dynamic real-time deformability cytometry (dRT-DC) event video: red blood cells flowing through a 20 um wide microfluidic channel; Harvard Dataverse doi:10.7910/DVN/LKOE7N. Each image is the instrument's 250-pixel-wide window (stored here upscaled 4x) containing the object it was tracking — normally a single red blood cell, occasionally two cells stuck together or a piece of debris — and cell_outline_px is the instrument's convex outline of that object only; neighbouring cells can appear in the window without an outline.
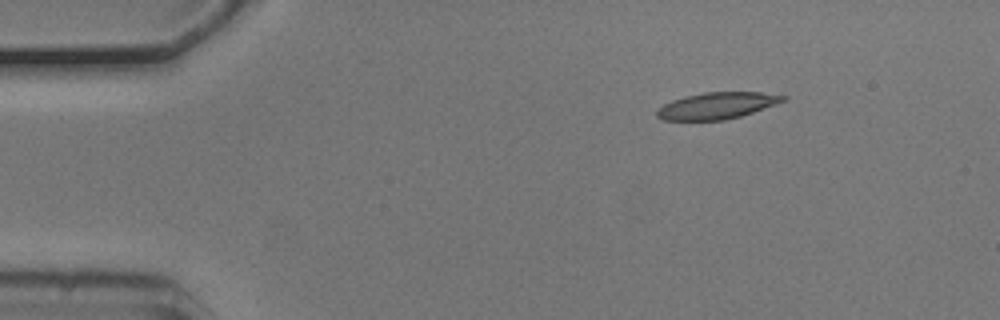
{"species": "common noctule bat (a hibernating species)", "species_latin": "Nyctalus noctula", "temperature_condition": "cold", "stored_images_in_passage": 44, "camera_frame_rate_fps": 3000, "um_per_image_px": 0.085, "animal": {"sex": "male", "body_mass_g": 20.5, "forearm_length_mm": 52.5}, "frame": {"image": 1, "passage_image": 1, "time_ms": 0.0, "image_size_px": [1000, 320], "cell_outline_px": [[788, 100], [740, 116], [724, 120], [660, 120], [656, 116], [656, 112], [664, 104], [672, 100], [684, 96], [704, 92], [760, 92], [788, 96]], "centroid_in_image_um": [60.94, 8.97], "position_along_channel_um": 24.1, "area_um2": 19.54}}
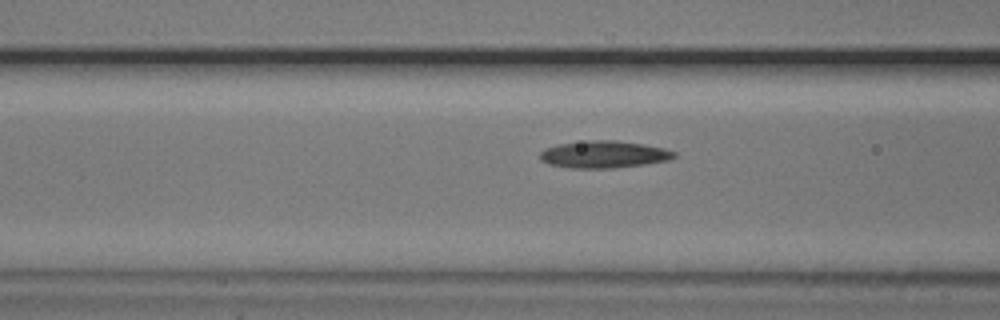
{"frame": {"image": 2, "passage_image": 14, "time_ms": 4.333, "image_size_px": [1000, 320], "cell_outline_px": [[676, 156], [668, 160], [644, 164], [612, 168], [568, 168], [548, 164], [540, 160], [540, 152], [544, 148], [560, 144], [588, 140], [616, 140], [664, 148], [676, 152]], "centroid_in_image_um": [51.29, 13.13], "position_along_channel_um": 115.3, "area_um2": 21.15}}
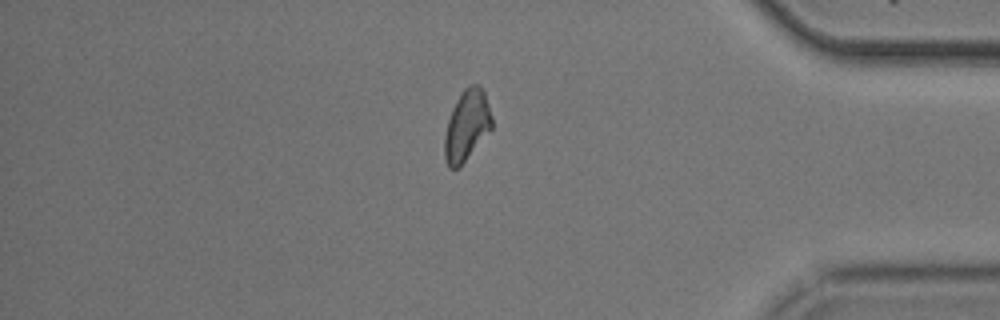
{"frame": {"image": 3, "passage_image": 39, "time_ms": 12.667, "image_size_px": [1000, 320], "cell_outline_px": [[492, 128], [460, 168], [448, 168], [444, 156], [444, 136], [448, 120], [452, 108], [456, 100], [464, 88], [468, 84], [480, 84], [484, 92], [492, 116]], "centroid_in_image_um": [39.67, 10.67], "position_along_channel_um": 395.5, "area_um2": 19.71}}